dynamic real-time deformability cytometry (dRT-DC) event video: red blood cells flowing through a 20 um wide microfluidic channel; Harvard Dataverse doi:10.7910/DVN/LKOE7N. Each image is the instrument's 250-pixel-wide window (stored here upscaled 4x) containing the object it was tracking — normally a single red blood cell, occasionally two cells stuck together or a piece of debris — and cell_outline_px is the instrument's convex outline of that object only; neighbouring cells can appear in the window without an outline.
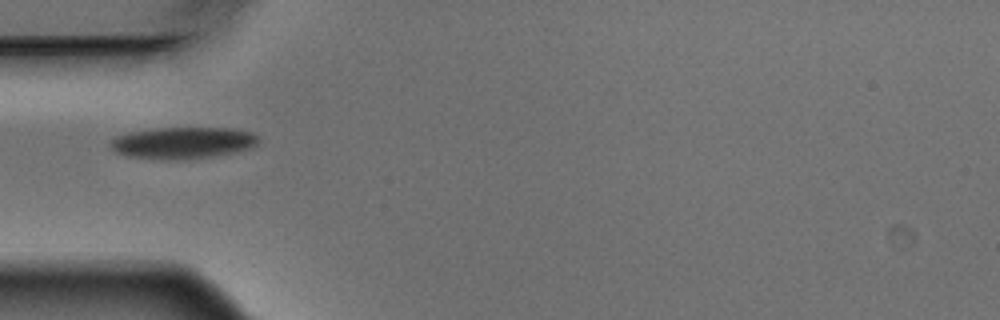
{"species": "Egyptian fruit bat (a non-hibernating species)", "species_latin": "Rousettus aegyptiacus", "temperature_condition": "warm", "stored_images_in_passage": 3, "camera_frame_rate_fps": 3000, "um_per_image_px": 0.085, "animal": {"sex": "male"}, "frame": {"image": 1, "passage_image": 1, "time_ms": 0.0, "image_size_px": [1000, 320], "cell_outline_px": [[260, 140], [252, 148], [236, 152], [212, 156], [184, 160], [168, 160], [128, 156], [116, 152], [108, 144], [116, 136], [132, 132], [156, 128], [232, 128], [252, 132]], "centroid_in_image_um": [15.57, 12.14], "position_along_channel_um": 69.4, "area_um2": 27.34}}
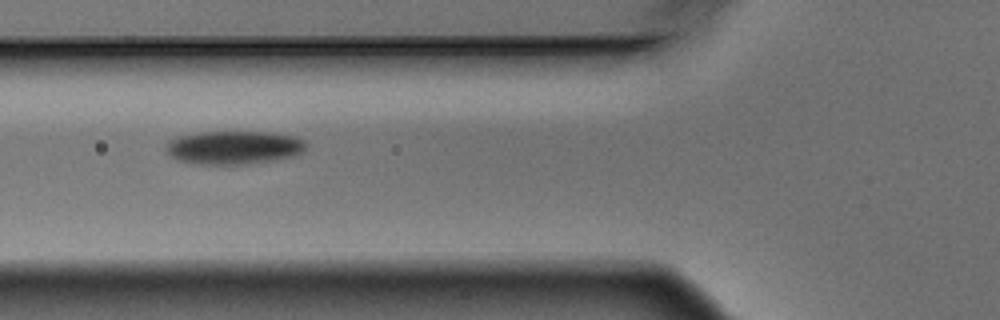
{"frame": {"image": 2, "passage_image": 2, "time_ms": 0.333, "image_size_px": [1000, 320], "cell_outline_px": [[304, 148], [300, 152], [292, 156], [276, 160], [248, 164], [196, 164], [176, 160], [164, 152], [164, 148], [168, 140], [176, 136], [200, 132], [276, 132], [296, 136], [304, 140]], "centroid_in_image_um": [19.8, 12.53], "position_along_channel_um": 106.0, "area_um2": 27.63}}
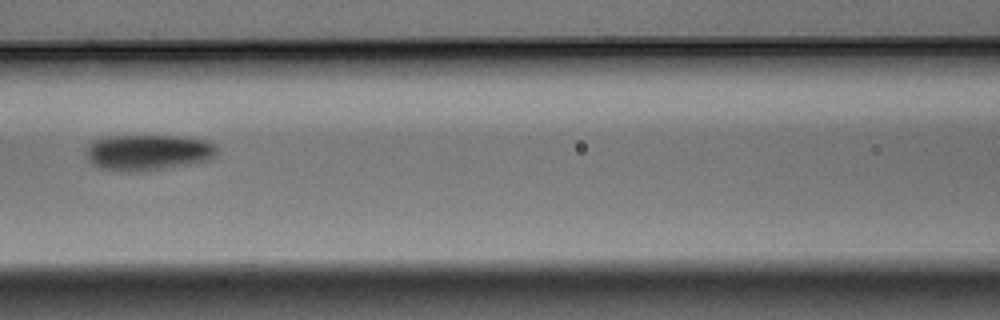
{"frame": {"image": 3, "passage_image": 3, "time_ms": 0.667, "image_size_px": [1000, 320], "cell_outline_px": [[216, 156], [208, 160], [164, 168], [140, 172], [128, 172], [104, 168], [92, 164], [88, 160], [84, 152], [88, 144], [92, 140], [108, 136], [176, 136], [204, 140], [212, 144], [216, 148]], "centroid_in_image_um": [12.51, 12.95], "position_along_channel_um": 154.1, "area_um2": 27.22}}